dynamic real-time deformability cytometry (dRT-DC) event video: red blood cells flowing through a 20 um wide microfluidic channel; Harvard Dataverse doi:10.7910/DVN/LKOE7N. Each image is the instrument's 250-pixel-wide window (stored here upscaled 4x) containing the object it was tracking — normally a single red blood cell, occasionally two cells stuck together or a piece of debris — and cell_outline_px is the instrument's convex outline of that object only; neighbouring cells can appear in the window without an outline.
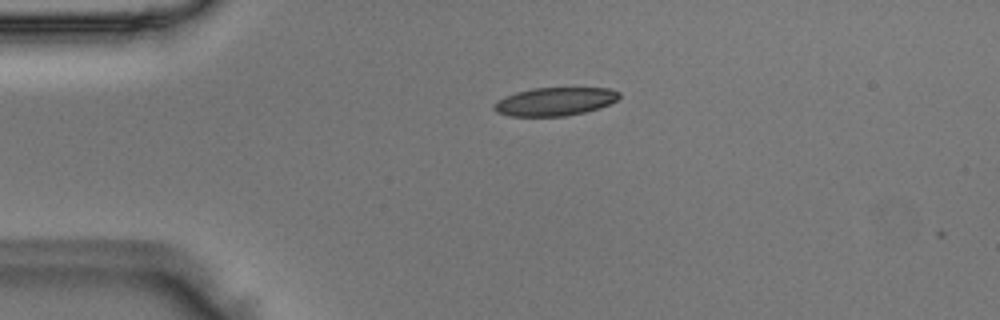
{"species": "Egyptian fruit bat (a non-hibernating species)", "species_latin": "Rousettus aegyptiacus", "temperature_condition": "room temperature", "stored_images_in_passage": 41, "camera_frame_rate_fps": 3000, "um_per_image_px": 0.085, "animal": {"sex": "male"}, "frame": {"image": 1, "passage_image": 1, "time_ms": 0.0, "image_size_px": [1000, 320], "cell_outline_px": [[620, 96], [616, 100], [600, 108], [584, 112], [564, 116], [512, 116], [496, 112], [492, 108], [492, 104], [496, 100], [504, 96], [516, 92], [532, 88], [608, 88], [620, 92]], "centroid_in_image_um": [47.12, 8.63], "position_along_channel_um": 37.9, "area_um2": 20.69}}
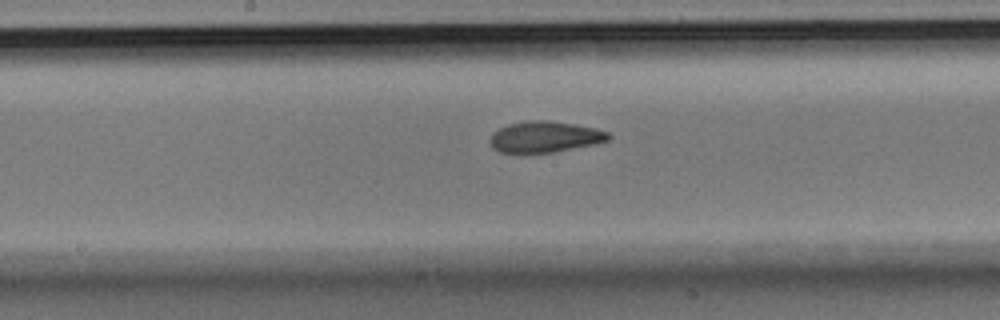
{"frame": {"image": 2, "passage_image": 16, "time_ms": 5.0, "image_size_px": [1000, 320], "cell_outline_px": [[612, 136], [608, 140], [596, 144], [552, 152], [500, 152], [492, 148], [492, 132], [508, 124], [524, 120], [548, 120], [596, 128], [608, 132]], "centroid_in_image_um": [46.34, 11.62], "position_along_channel_um": 201.9, "area_um2": 21.27}}
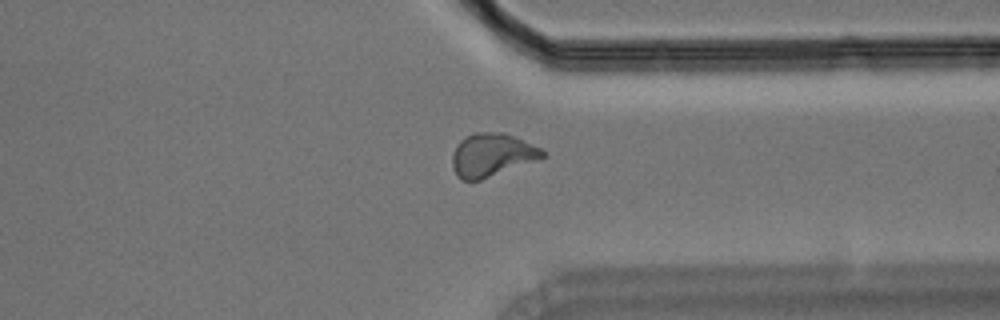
{"frame": {"image": 3, "passage_image": 29, "time_ms": 9.333, "image_size_px": [1000, 320], "cell_outline_px": [[544, 156], [480, 180], [460, 180], [456, 176], [452, 168], [452, 152], [456, 144], [464, 136], [476, 132], [504, 132], [540, 148], [544, 152]], "centroid_in_image_um": [41.7, 13.15], "position_along_channel_um": 369.7, "area_um2": 22.37}}